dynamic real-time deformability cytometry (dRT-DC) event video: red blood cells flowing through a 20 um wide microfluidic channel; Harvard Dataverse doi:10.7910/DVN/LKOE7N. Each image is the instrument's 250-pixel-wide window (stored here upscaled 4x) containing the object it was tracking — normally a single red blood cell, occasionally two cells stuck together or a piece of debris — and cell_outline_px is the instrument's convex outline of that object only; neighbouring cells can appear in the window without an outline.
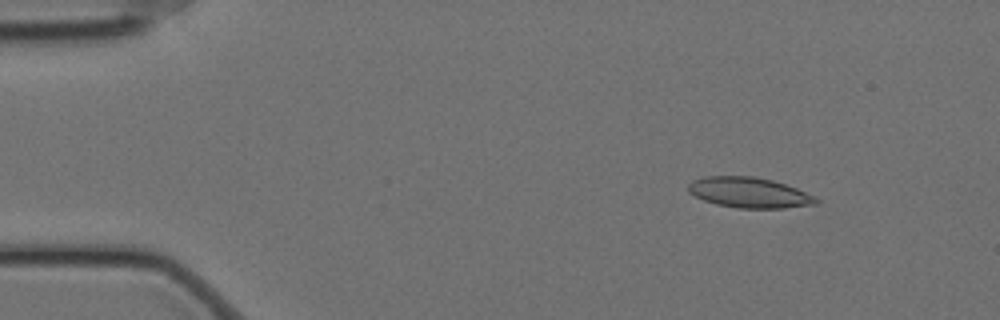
{"species": "Egyptian fruit bat (a non-hibernating species)", "species_latin": "Rousettus aegyptiacus", "temperature_condition": "cold", "stored_images_in_passage": 28, "camera_frame_rate_fps": 3000, "um_per_image_px": 0.085, "animal": {"sex": "female"}, "frame": {"image": 1, "passage_image": 1, "time_ms": 0.0, "image_size_px": [1000, 320], "cell_outline_px": [[820, 200], [816, 204], [784, 208], [736, 208], [716, 204], [704, 200], [688, 192], [688, 184], [692, 180], [704, 176], [752, 176], [772, 180], [796, 188], [816, 196]], "centroid_in_image_um": [63.68, 16.37], "position_along_channel_um": 21.3, "area_um2": 22.72}}
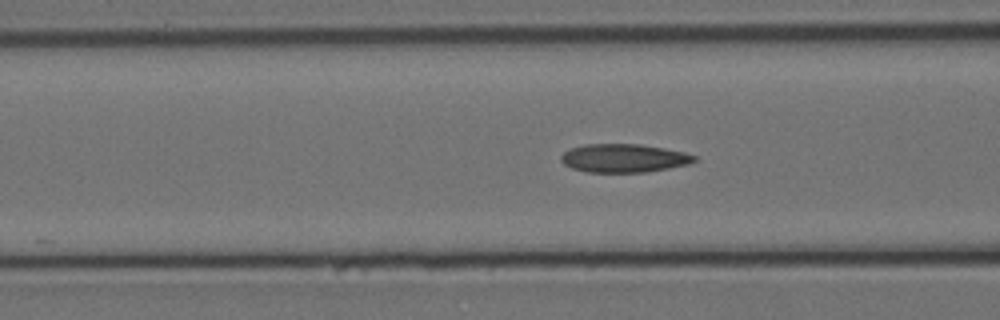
{"frame": {"image": 2, "passage_image": 16, "time_ms": 5.0, "image_size_px": [1000, 320], "cell_outline_px": [[696, 160], [688, 164], [668, 168], [644, 172], [588, 172], [572, 168], [564, 164], [560, 160], [560, 156], [564, 152], [572, 148], [584, 144], [640, 144], [664, 148], [684, 152], [696, 156]], "centroid_in_image_um": [53.01, 13.44], "position_along_channel_um": 113.6, "area_um2": 21.96}}
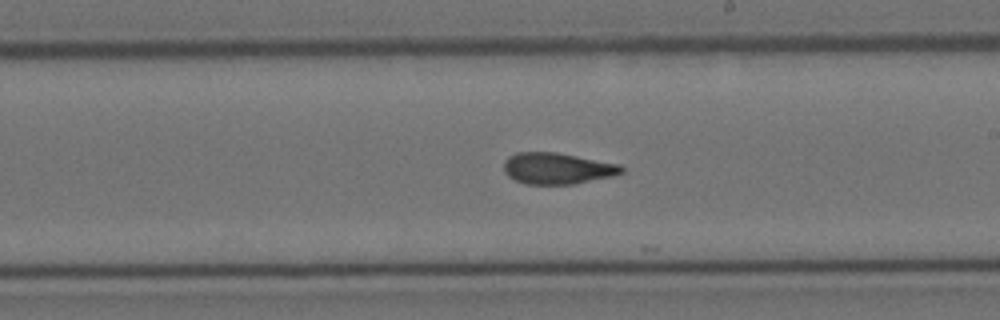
{"frame": {"image": 3, "passage_image": 27, "time_ms": 8.667, "image_size_px": [1000, 320], "cell_outline_px": [[624, 172], [612, 176], [572, 184], [524, 184], [508, 176], [504, 172], [504, 160], [508, 156], [516, 152], [556, 152], [620, 164], [624, 168]], "centroid_in_image_um": [47.35, 14.31], "position_along_channel_um": 241.7, "area_um2": 21.5}}